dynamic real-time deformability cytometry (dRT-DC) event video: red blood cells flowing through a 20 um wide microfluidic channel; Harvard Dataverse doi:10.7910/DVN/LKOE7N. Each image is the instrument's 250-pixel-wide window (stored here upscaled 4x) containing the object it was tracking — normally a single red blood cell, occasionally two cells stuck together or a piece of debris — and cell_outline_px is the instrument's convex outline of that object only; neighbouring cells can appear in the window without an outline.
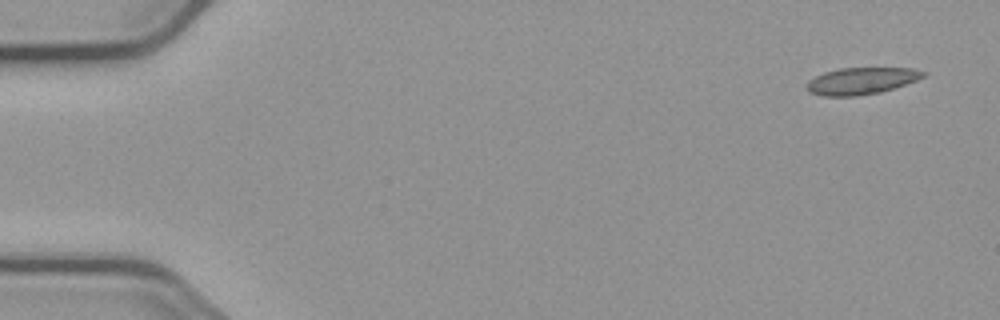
{"species": "common noctule bat (a hibernating species)", "species_latin": "Nyctalus noctula", "temperature_condition": "cold", "stored_images_in_passage": 5, "camera_frame_rate_fps": 3000, "um_per_image_px": 0.085, "animal": {"sex": "male", "body_mass_g": 23.1, "forearm_length_mm": 52.7}, "frame": {"image": 1, "passage_image": 1, "time_ms": 0.0, "image_size_px": [1000, 320], "cell_outline_px": [[928, 72], [924, 76], [916, 80], [880, 92], [856, 96], [824, 96], [812, 92], [808, 88], [808, 80], [824, 72], [840, 68], [912, 68]], "centroid_in_image_um": [73.23, 6.86], "position_along_channel_um": 11.8, "area_um2": 17.92}}